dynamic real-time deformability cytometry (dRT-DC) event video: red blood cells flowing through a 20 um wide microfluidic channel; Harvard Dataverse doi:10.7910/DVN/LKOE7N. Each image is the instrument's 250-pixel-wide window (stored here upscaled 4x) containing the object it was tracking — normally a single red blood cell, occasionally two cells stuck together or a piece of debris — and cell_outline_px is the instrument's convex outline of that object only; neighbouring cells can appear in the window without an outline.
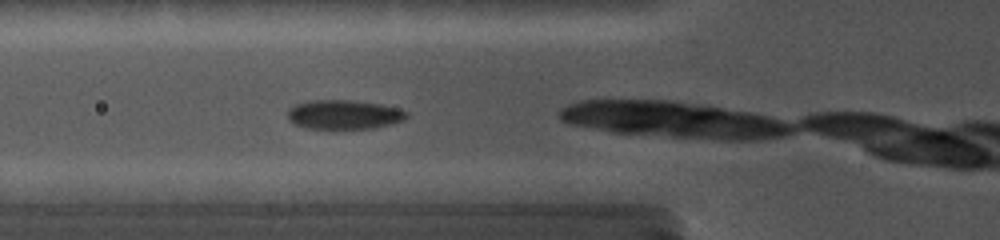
{"species": "common noctule bat (a hibernating species)", "species_latin": "Nyctalus noctula", "temperature_condition": "cold", "stored_images_in_passage": 35, "camera_frame_rate_fps": 5000, "um_per_image_px": 0.085, "animal": {"sex": "female", "body_mass_g": 19.0, "forearm_length_mm": 56.7}, "frame": {"image": 1, "passage_image": 6, "time_ms": 0.8, "image_size_px": [1000, 240], "cell_outline_px": [[408, 116], [404, 120], [372, 128], [304, 128], [292, 124], [288, 120], [288, 108], [296, 104], [308, 100], [356, 100], [380, 104], [396, 108], [408, 112]], "centroid_in_image_um": [29.18, 9.73], "position_along_channel_um": 96.6, "area_um2": 20.29}}